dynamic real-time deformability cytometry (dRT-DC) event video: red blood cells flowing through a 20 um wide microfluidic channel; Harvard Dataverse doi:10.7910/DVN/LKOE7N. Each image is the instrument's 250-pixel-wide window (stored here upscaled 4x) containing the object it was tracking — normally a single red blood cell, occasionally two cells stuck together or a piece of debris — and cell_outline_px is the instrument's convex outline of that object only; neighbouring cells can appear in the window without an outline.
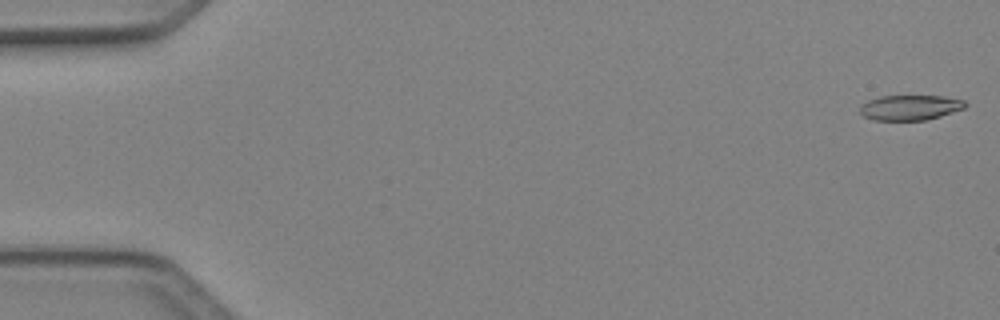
{"species": "Egyptian fruit bat (a non-hibernating species)", "species_latin": "Rousettus aegyptiacus", "temperature_condition": "cold", "stored_images_in_passage": 5, "camera_frame_rate_fps": 3000, "um_per_image_px": 0.085, "animal": {"sex": "female"}, "frame": {"image": 1, "passage_image": 1, "time_ms": 0.0, "image_size_px": [1000, 320], "cell_outline_px": [[968, 104], [964, 108], [940, 116], [924, 120], [872, 120], [864, 116], [860, 112], [860, 108], [868, 100], [880, 96], [944, 96], [964, 100]], "centroid_in_image_um": [77.37, 9.14], "position_along_channel_um": 7.6, "area_um2": 15.32}}
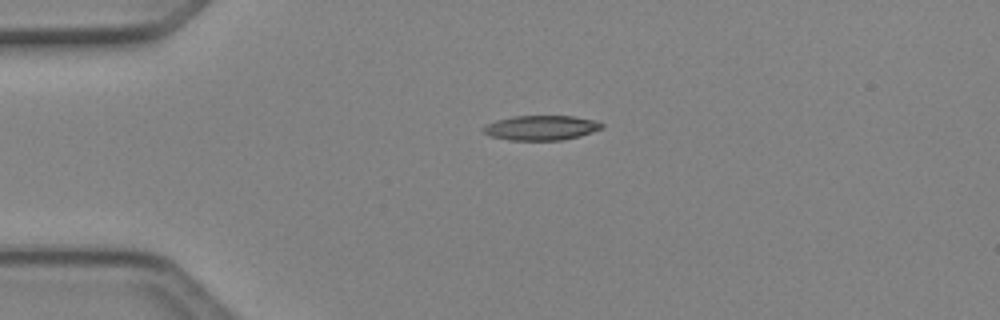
{"frame": {"image": 2, "passage_image": 4, "time_ms": 1.0, "image_size_px": [1000, 320], "cell_outline_px": [[604, 128], [580, 136], [560, 140], [508, 140], [492, 136], [484, 132], [480, 128], [496, 120], [512, 116], [576, 116], [592, 120], [604, 124]], "centroid_in_image_um": [46.0, 10.86], "position_along_channel_um": 39.0, "area_um2": 17.05}}